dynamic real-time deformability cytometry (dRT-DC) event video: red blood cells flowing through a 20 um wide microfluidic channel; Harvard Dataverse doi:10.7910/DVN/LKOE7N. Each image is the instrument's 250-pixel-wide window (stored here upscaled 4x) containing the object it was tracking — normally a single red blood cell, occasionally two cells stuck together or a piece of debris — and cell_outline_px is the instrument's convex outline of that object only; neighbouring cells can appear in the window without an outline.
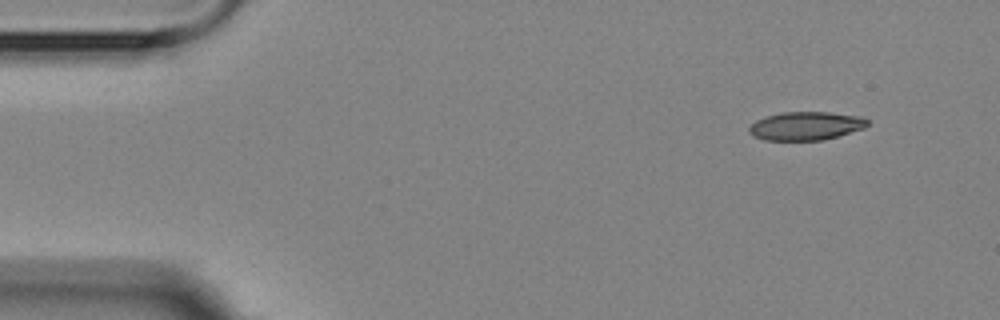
{"species": "Egyptian fruit bat (a non-hibernating species)", "species_latin": "Rousettus aegyptiacus", "temperature_condition": "room temperature", "stored_images_in_passage": 5, "segment_of_instrument_passage": [2, 2], "camera_frame_rate_fps": 3000, "um_per_image_px": 0.085, "animal": {"sex": "female"}, "frame": {"image": 1, "passage_image": 5, "time_ms": 5.667, "image_size_px": [1000, 320], "cell_outline_px": [[868, 124], [864, 128], [824, 140], [764, 140], [752, 136], [748, 132], [748, 128], [756, 120], [764, 116], [780, 112], [832, 112], [860, 116], [868, 120]], "centroid_in_image_um": [68.46, 10.7], "position_along_channel_um": 16.5, "area_um2": 19.77}}